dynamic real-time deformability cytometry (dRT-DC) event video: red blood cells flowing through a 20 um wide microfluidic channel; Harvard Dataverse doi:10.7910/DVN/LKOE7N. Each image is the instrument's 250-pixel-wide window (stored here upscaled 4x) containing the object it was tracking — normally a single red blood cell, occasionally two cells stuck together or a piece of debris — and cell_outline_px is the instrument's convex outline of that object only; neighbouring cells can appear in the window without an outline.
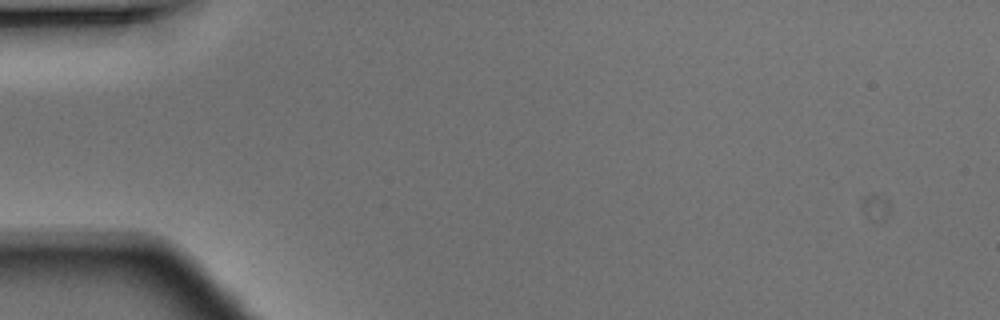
{"species": "Egyptian fruit bat (a non-hibernating species)", "species_latin": "Rousettus aegyptiacus", "temperature_condition": "warm", "stored_images_in_passage": 3, "camera_frame_rate_fps": 3000, "um_per_image_px": 0.085, "animal": {"sex": "male"}, "frame": {"image": 1, "passage_image": 1, "time_ms": 0.0, "image_size_px": [1000, 320], "cell_outline_px": [[316, 244], [304, 268], [288, 280], [248, 280], [232, 240], [232, 228], [240, 224], [316, 236]], "centroid_in_image_um": [23.09, 21.42], "position_along_channel_um": 61.9, "area_um2": 25.49}}